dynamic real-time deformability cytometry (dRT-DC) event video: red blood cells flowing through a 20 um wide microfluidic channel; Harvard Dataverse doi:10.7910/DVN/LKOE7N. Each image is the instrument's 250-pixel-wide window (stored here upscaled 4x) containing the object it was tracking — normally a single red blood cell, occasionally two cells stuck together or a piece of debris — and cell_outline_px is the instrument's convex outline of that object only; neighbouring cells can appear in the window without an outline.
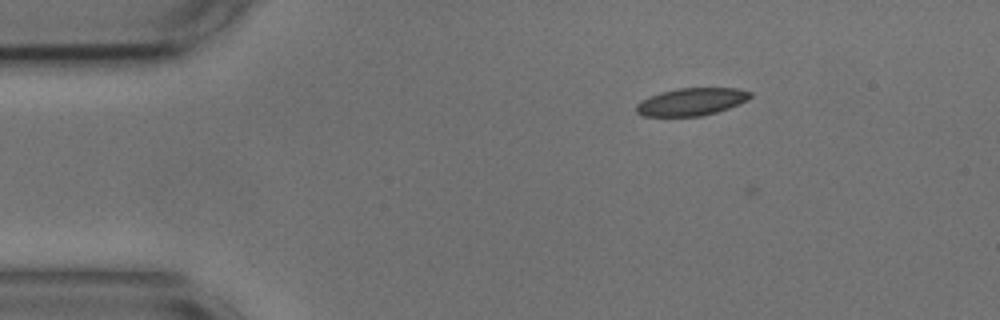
{"species": "common noctule bat (a hibernating species)", "species_latin": "Nyctalus noctula", "temperature_condition": "cold", "stored_images_in_passage": 6, "camera_frame_rate_fps": 3000, "um_per_image_px": 0.085, "animal": {"sex": "male", "body_mass_g": 17.9, "forearm_length_mm": 54.2}, "frame": {"image": 1, "passage_image": 5, "time_ms": 1.333, "image_size_px": [1000, 320], "cell_outline_px": [[752, 96], [748, 100], [728, 108], [716, 112], [700, 116], [644, 116], [636, 112], [636, 104], [660, 92], [680, 88], [736, 88], [752, 92]], "centroid_in_image_um": [58.8, 8.65], "position_along_channel_um": 26.2, "area_um2": 18.09}}